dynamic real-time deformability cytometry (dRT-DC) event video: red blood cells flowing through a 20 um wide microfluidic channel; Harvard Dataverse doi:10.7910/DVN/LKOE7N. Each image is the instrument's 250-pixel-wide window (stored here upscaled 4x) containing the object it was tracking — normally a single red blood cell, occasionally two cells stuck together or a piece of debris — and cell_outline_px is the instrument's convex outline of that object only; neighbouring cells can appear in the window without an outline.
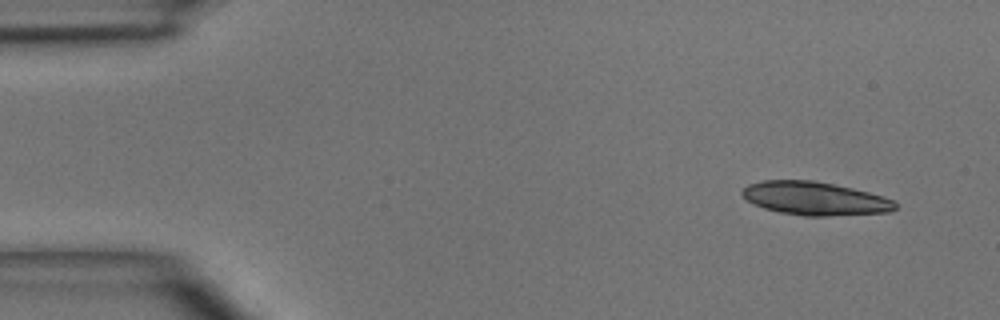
{"species": "common noctule bat (a hibernating species)", "species_latin": "Nyctalus noctula", "temperature_condition": "room temperature", "stored_images_in_passage": 3, "camera_frame_rate_fps": 3000, "um_per_image_px": 0.085, "animal": {"sex": "male", "body_mass_g": 15.6}, "frame": {"image": 1, "passage_image": 1, "time_ms": 0.0, "image_size_px": [1000, 320], "cell_outline_px": [[896, 208], [892, 212], [824, 216], [804, 216], [780, 212], [764, 208], [752, 204], [740, 192], [748, 184], [760, 180], [816, 180], [852, 188], [884, 196], [896, 200]], "centroid_in_image_um": [69.28, 16.86], "position_along_channel_um": 15.7, "area_um2": 29.94}}